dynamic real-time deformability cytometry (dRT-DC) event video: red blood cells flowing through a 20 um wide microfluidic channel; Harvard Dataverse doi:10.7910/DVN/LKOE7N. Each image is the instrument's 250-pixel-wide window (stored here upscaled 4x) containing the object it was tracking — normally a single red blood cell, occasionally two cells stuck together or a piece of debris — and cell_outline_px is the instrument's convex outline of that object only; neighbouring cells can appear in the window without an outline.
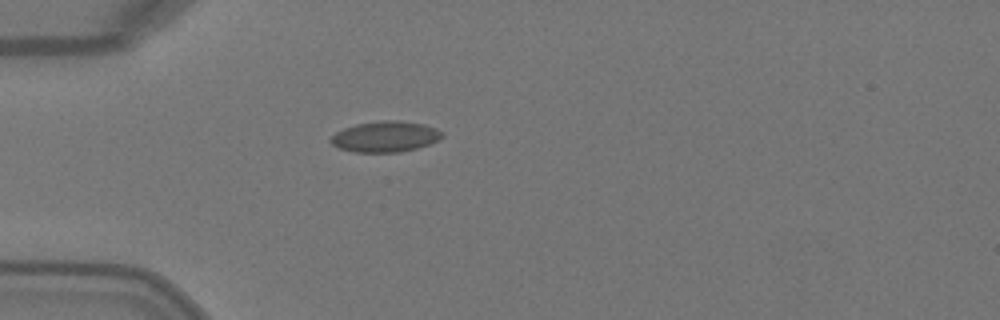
{"species": "Egyptian fruit bat (a non-hibernating species)", "species_latin": "Rousettus aegyptiacus", "temperature_condition": "warm", "stored_images_in_passage": 1, "camera_frame_rate_fps": 3000, "um_per_image_px": 0.085, "animal": {"sex": "female"}, "frame": {"image": 1, "passage_image": 1, "time_ms": 0.0, "image_size_px": [1000, 320], "cell_outline_px": [[444, 136], [440, 140], [416, 148], [400, 152], [352, 152], [340, 148], [332, 144], [328, 140], [336, 132], [344, 128], [356, 124], [384, 120], [400, 120], [424, 124], [436, 128], [444, 132]], "centroid_in_image_um": [32.77, 11.61], "position_along_channel_um": 52.2, "area_um2": 20.11}}